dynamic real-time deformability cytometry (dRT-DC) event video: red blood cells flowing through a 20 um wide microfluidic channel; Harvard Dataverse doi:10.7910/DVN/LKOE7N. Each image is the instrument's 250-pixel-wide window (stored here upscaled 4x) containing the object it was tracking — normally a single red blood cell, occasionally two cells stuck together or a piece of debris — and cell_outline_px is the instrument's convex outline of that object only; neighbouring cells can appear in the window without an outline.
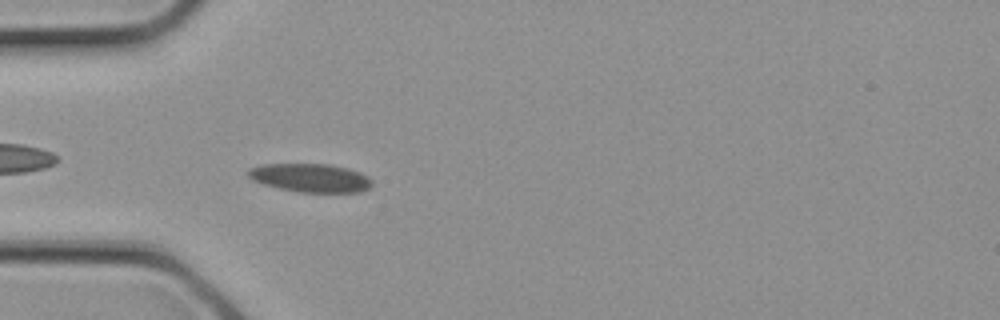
{"species": "common noctule bat (a hibernating species)", "species_latin": "Nyctalus noctula", "temperature_condition": "cold", "stored_images_in_passage": 30, "camera_frame_rate_fps": 3000, "um_per_image_px": 0.085, "animal": {"sex": "female", "body_mass_g": 21.9}, "frame": {"image": 1, "passage_image": 10, "time_ms": 3.0, "image_size_px": [1000, 320], "cell_outline_px": [[372, 184], [368, 188], [360, 192], [300, 192], [280, 188], [264, 184], [252, 180], [248, 176], [248, 168], [264, 164], [328, 164], [348, 168], [360, 172], [368, 176], [372, 180]], "centroid_in_image_um": [26.4, 15.11], "position_along_channel_um": 58.6, "area_um2": 20.52}}
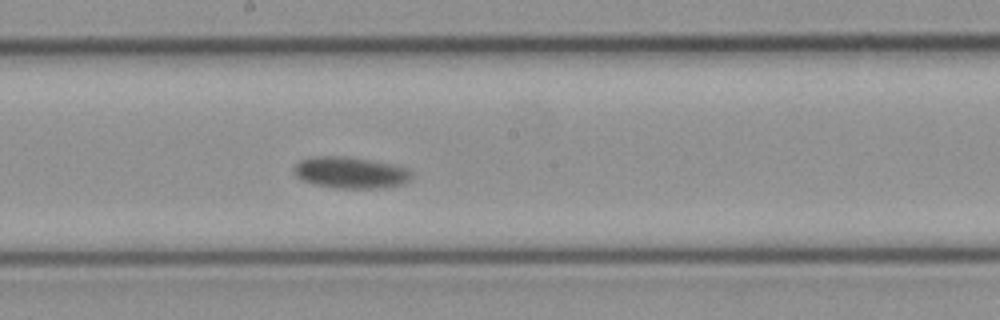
{"frame": {"image": 2, "passage_image": 17, "time_ms": 5.333, "image_size_px": [1000, 320], "cell_outline_px": [[412, 180], [404, 184], [380, 188], [336, 188], [312, 184], [300, 180], [296, 176], [292, 168], [300, 160], [312, 156], [344, 156], [396, 164], [408, 168], [412, 172]], "centroid_in_image_um": [29.81, 14.67], "position_along_channel_um": 218.4, "area_um2": 22.02}}
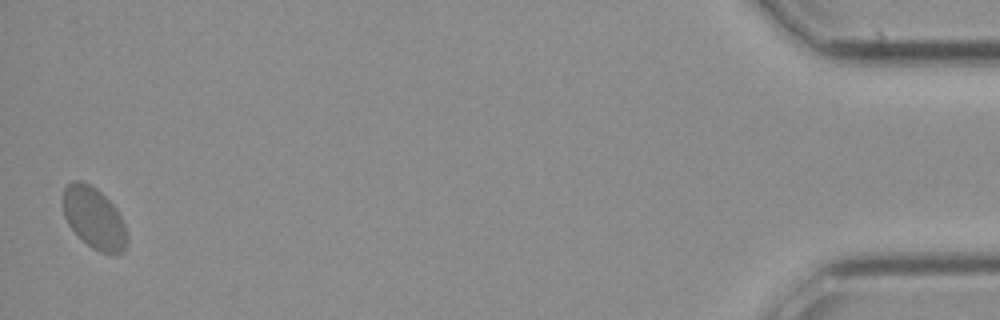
{"frame": {"image": 3, "passage_image": 30, "time_ms": 9.667, "image_size_px": [1000, 320], "cell_outline_px": [[128, 240], [124, 248], [116, 256], [112, 256], [100, 252], [92, 248], [68, 224], [64, 216], [64, 188], [72, 180], [80, 180], [96, 188], [116, 208], [124, 224], [128, 236]], "centroid_in_image_um": [8.02, 18.55], "position_along_channel_um": 427.2, "area_um2": 22.72}}